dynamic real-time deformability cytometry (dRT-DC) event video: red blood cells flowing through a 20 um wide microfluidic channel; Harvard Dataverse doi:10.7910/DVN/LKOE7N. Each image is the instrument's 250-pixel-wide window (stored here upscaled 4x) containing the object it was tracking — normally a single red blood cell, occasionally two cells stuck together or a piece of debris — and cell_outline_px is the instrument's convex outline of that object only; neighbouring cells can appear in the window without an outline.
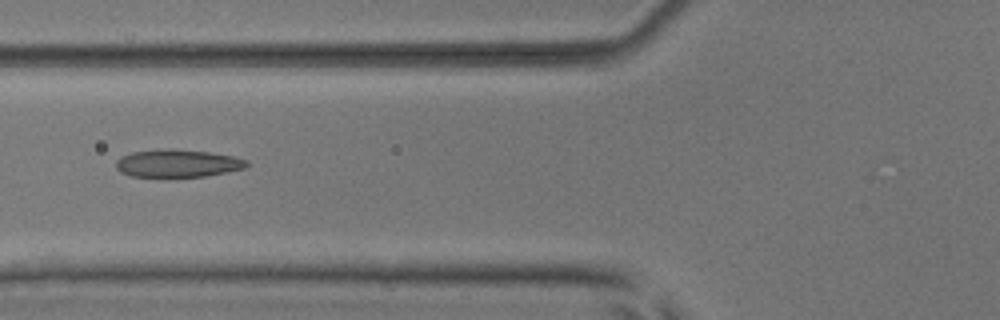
{"species": "common noctule bat (a hibernating species)", "species_latin": "Nyctalus noctula", "temperature_condition": "room temperature", "stored_images_in_passage": 6, "camera_frame_rate_fps": 3000, "um_per_image_px": 0.085, "animal": {"sex": "male", "body_mass_g": 17.9, "forearm_length_mm": 54.2}, "frame": {"image": 1, "passage_image": 6, "time_ms": 5.667, "image_size_px": [1000, 320], "cell_outline_px": [[248, 164], [244, 168], [204, 176], [132, 176], [120, 172], [116, 168], [116, 160], [120, 156], [132, 152], [168, 148], [172, 148], [208, 152], [232, 156], [248, 160]], "centroid_in_image_um": [15.06, 13.86], "position_along_channel_um": 110.7, "area_um2": 20.87}}